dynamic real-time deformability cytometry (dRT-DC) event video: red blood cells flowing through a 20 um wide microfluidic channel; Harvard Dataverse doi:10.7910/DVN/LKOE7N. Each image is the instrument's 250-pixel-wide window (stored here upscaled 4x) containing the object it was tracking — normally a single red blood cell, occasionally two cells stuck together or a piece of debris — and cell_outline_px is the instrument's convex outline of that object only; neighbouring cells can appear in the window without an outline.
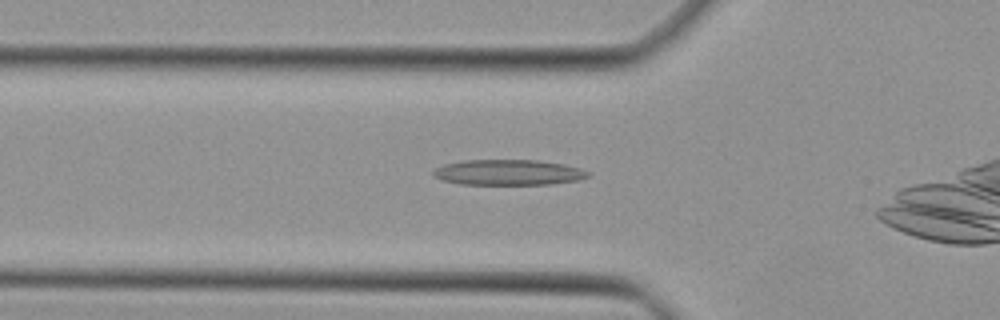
{"species": "Egyptian fruit bat (a non-hibernating species)", "species_latin": "Rousettus aegyptiacus", "temperature_condition": "cold", "stored_images_in_passage": 22, "camera_frame_rate_fps": 3000, "um_per_image_px": 0.085, "animal": {"sex": "female"}, "frame": {"image": 1, "passage_image": 9, "time_ms": 2.667, "image_size_px": [1000, 320], "cell_outline_px": [[592, 172], [588, 176], [580, 180], [548, 184], [460, 184], [444, 180], [432, 176], [432, 172], [436, 168], [444, 164], [464, 160], [536, 160], [564, 164], [580, 168]], "centroid_in_image_um": [43.23, 14.65], "position_along_channel_um": 82.6, "area_um2": 23.0}}
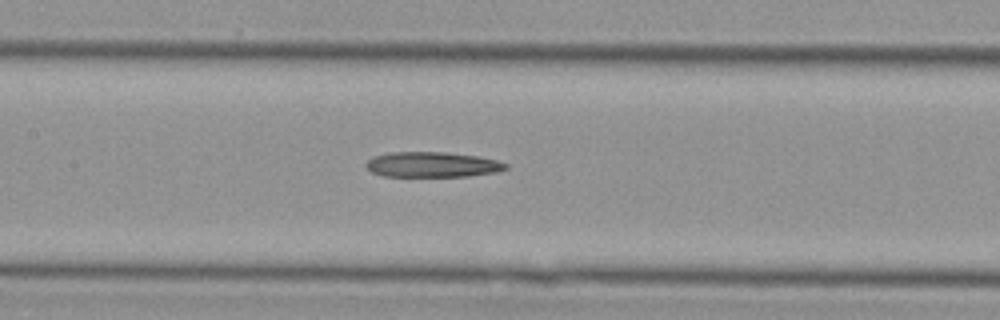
{"frame": {"image": 2, "passage_image": 15, "time_ms": 4.667, "image_size_px": [1000, 320], "cell_outline_px": [[508, 168], [496, 172], [468, 176], [384, 176], [372, 172], [364, 164], [372, 156], [392, 152], [444, 152], [476, 156], [496, 160], [508, 164]], "centroid_in_image_um": [36.73, 13.99], "position_along_channel_um": 170.7, "area_um2": 20.46}}
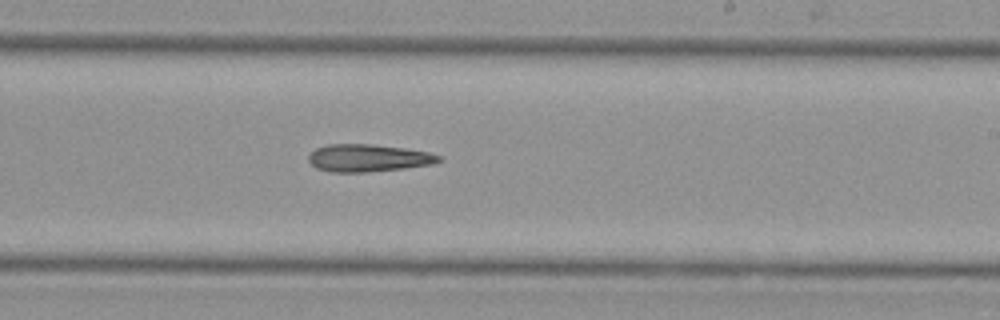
{"frame": {"image": 3, "passage_image": 21, "time_ms": 6.667, "image_size_px": [1000, 320], "cell_outline_px": [[440, 160], [432, 164], [404, 168], [364, 172], [332, 172], [316, 168], [308, 160], [308, 156], [316, 148], [328, 144], [372, 144], [404, 148], [428, 152], [440, 156]], "centroid_in_image_um": [31.26, 13.42], "position_along_channel_um": 257.7, "area_um2": 20.63}}